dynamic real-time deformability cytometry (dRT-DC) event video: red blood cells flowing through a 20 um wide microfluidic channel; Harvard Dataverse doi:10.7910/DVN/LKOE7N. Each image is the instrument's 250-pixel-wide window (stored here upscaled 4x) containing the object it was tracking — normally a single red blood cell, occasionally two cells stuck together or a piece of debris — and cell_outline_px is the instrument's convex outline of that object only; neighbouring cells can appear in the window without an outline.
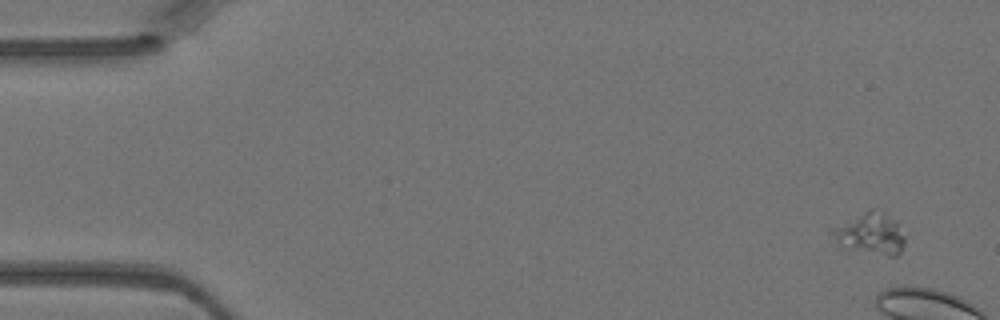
{"species": "Egyptian fruit bat (a non-hibernating species)", "species_latin": "Rousettus aegyptiacus", "temperature_condition": "warm", "stored_images_in_passage": 4, "camera_frame_rate_fps": 3000, "um_per_image_px": 0.085, "animal": {"sex": "female"}, "frame": {"image": 1, "passage_image": 1, "time_ms": 0.0, "image_size_px": [1000, 320], "cell_outline_px": [[904, 244], [900, 252], [896, 256], [888, 256], [836, 240], [836, 232], [868, 208], [872, 208], [884, 212], [896, 220], [904, 236]], "centroid_in_image_um": [74.25, 19.81], "position_along_channel_um": 10.8, "area_um2": 15.49}}